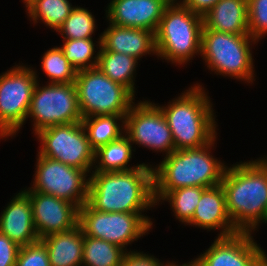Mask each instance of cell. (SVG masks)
Here are the masks:
<instances>
[{"label":"cell","instance_id":"7a4b0ae2","mask_svg":"<svg viewBox=\"0 0 267 266\" xmlns=\"http://www.w3.org/2000/svg\"><path fill=\"white\" fill-rule=\"evenodd\" d=\"M221 186L234 227L258 231L267 213V164L257 158L227 165Z\"/></svg>","mask_w":267,"mask_h":266},{"label":"cell","instance_id":"f1b7e54d","mask_svg":"<svg viewBox=\"0 0 267 266\" xmlns=\"http://www.w3.org/2000/svg\"><path fill=\"white\" fill-rule=\"evenodd\" d=\"M97 29L96 19L85 7L76 6L66 18L63 25L56 31L62 40L91 39Z\"/></svg>","mask_w":267,"mask_h":266},{"label":"cell","instance_id":"277c9868","mask_svg":"<svg viewBox=\"0 0 267 266\" xmlns=\"http://www.w3.org/2000/svg\"><path fill=\"white\" fill-rule=\"evenodd\" d=\"M202 85L193 84L167 105L155 103L172 132L175 150L202 147L218 137L213 102Z\"/></svg>","mask_w":267,"mask_h":266},{"label":"cell","instance_id":"5bb4252c","mask_svg":"<svg viewBox=\"0 0 267 266\" xmlns=\"http://www.w3.org/2000/svg\"><path fill=\"white\" fill-rule=\"evenodd\" d=\"M251 232L216 237L197 259L204 266H267L266 250L255 241Z\"/></svg>","mask_w":267,"mask_h":266},{"label":"cell","instance_id":"74e56055","mask_svg":"<svg viewBox=\"0 0 267 266\" xmlns=\"http://www.w3.org/2000/svg\"><path fill=\"white\" fill-rule=\"evenodd\" d=\"M264 156H265V157H263V156L259 157V159H260L262 162H264V163L267 164V155H264Z\"/></svg>","mask_w":267,"mask_h":266},{"label":"cell","instance_id":"d6986e66","mask_svg":"<svg viewBox=\"0 0 267 266\" xmlns=\"http://www.w3.org/2000/svg\"><path fill=\"white\" fill-rule=\"evenodd\" d=\"M108 24L101 33V47L104 50L133 56L137 60L145 55H157L154 32Z\"/></svg>","mask_w":267,"mask_h":266},{"label":"cell","instance_id":"f546056e","mask_svg":"<svg viewBox=\"0 0 267 266\" xmlns=\"http://www.w3.org/2000/svg\"><path fill=\"white\" fill-rule=\"evenodd\" d=\"M41 68L48 76V83H72L77 77L76 68L65 58L58 46L45 51L41 59Z\"/></svg>","mask_w":267,"mask_h":266},{"label":"cell","instance_id":"603a6c76","mask_svg":"<svg viewBox=\"0 0 267 266\" xmlns=\"http://www.w3.org/2000/svg\"><path fill=\"white\" fill-rule=\"evenodd\" d=\"M138 61L133 56L106 51L101 47L97 67L112 81L124 85L135 95V73Z\"/></svg>","mask_w":267,"mask_h":266},{"label":"cell","instance_id":"e0dca14e","mask_svg":"<svg viewBox=\"0 0 267 266\" xmlns=\"http://www.w3.org/2000/svg\"><path fill=\"white\" fill-rule=\"evenodd\" d=\"M203 230H220L217 237H228L239 233L227 211L224 190L220 185L206 188L187 224Z\"/></svg>","mask_w":267,"mask_h":266},{"label":"cell","instance_id":"f35d334b","mask_svg":"<svg viewBox=\"0 0 267 266\" xmlns=\"http://www.w3.org/2000/svg\"><path fill=\"white\" fill-rule=\"evenodd\" d=\"M264 223H267V213H266L265 218H264V221H263V224Z\"/></svg>","mask_w":267,"mask_h":266},{"label":"cell","instance_id":"9a60e30c","mask_svg":"<svg viewBox=\"0 0 267 266\" xmlns=\"http://www.w3.org/2000/svg\"><path fill=\"white\" fill-rule=\"evenodd\" d=\"M31 202L39 239L79 225V207L65 199L40 192H25Z\"/></svg>","mask_w":267,"mask_h":266},{"label":"cell","instance_id":"ac0fdd59","mask_svg":"<svg viewBox=\"0 0 267 266\" xmlns=\"http://www.w3.org/2000/svg\"><path fill=\"white\" fill-rule=\"evenodd\" d=\"M0 215V233L7 235L19 247L39 241L34 226L29 196L19 191L10 199Z\"/></svg>","mask_w":267,"mask_h":266},{"label":"cell","instance_id":"83f0119b","mask_svg":"<svg viewBox=\"0 0 267 266\" xmlns=\"http://www.w3.org/2000/svg\"><path fill=\"white\" fill-rule=\"evenodd\" d=\"M205 189L199 186L174 189L169 191L159 202H169L176 220L178 219L180 223L182 222L181 224L186 225L191 221Z\"/></svg>","mask_w":267,"mask_h":266},{"label":"cell","instance_id":"cb8c5ba5","mask_svg":"<svg viewBox=\"0 0 267 266\" xmlns=\"http://www.w3.org/2000/svg\"><path fill=\"white\" fill-rule=\"evenodd\" d=\"M126 115H98L82 119L94 151L124 134Z\"/></svg>","mask_w":267,"mask_h":266},{"label":"cell","instance_id":"6da1fadb","mask_svg":"<svg viewBox=\"0 0 267 266\" xmlns=\"http://www.w3.org/2000/svg\"><path fill=\"white\" fill-rule=\"evenodd\" d=\"M153 164L118 172L89 174L87 203L101 212L143 213L156 207Z\"/></svg>","mask_w":267,"mask_h":266},{"label":"cell","instance_id":"8d00e7d4","mask_svg":"<svg viewBox=\"0 0 267 266\" xmlns=\"http://www.w3.org/2000/svg\"><path fill=\"white\" fill-rule=\"evenodd\" d=\"M166 266H186V263H183L182 265L176 264V261L169 262Z\"/></svg>","mask_w":267,"mask_h":266},{"label":"cell","instance_id":"d6a6232c","mask_svg":"<svg viewBox=\"0 0 267 266\" xmlns=\"http://www.w3.org/2000/svg\"><path fill=\"white\" fill-rule=\"evenodd\" d=\"M169 262L170 261L164 263L163 261L162 263V261L154 255L146 254L143 251H135L134 249L124 254L121 266H166Z\"/></svg>","mask_w":267,"mask_h":266},{"label":"cell","instance_id":"d590c367","mask_svg":"<svg viewBox=\"0 0 267 266\" xmlns=\"http://www.w3.org/2000/svg\"><path fill=\"white\" fill-rule=\"evenodd\" d=\"M22 2L24 3L25 9L27 11L36 2V0H22Z\"/></svg>","mask_w":267,"mask_h":266},{"label":"cell","instance_id":"7402d4cb","mask_svg":"<svg viewBox=\"0 0 267 266\" xmlns=\"http://www.w3.org/2000/svg\"><path fill=\"white\" fill-rule=\"evenodd\" d=\"M132 145L130 139L124 133L118 139L100 147L95 151V165L92 172L128 171L139 167L141 164L133 167L128 164L135 151Z\"/></svg>","mask_w":267,"mask_h":266},{"label":"cell","instance_id":"4316f807","mask_svg":"<svg viewBox=\"0 0 267 266\" xmlns=\"http://www.w3.org/2000/svg\"><path fill=\"white\" fill-rule=\"evenodd\" d=\"M98 41L93 39H71L63 40L59 47L62 49L65 58L76 68L77 71L97 67L99 50L101 48V34ZM96 46V48H95ZM95 52H97L95 54Z\"/></svg>","mask_w":267,"mask_h":266},{"label":"cell","instance_id":"3957f363","mask_svg":"<svg viewBox=\"0 0 267 266\" xmlns=\"http://www.w3.org/2000/svg\"><path fill=\"white\" fill-rule=\"evenodd\" d=\"M217 137L198 148L175 150L153 166L154 199L156 204L171 190L220 185L226 165L211 153Z\"/></svg>","mask_w":267,"mask_h":266},{"label":"cell","instance_id":"8fae6325","mask_svg":"<svg viewBox=\"0 0 267 266\" xmlns=\"http://www.w3.org/2000/svg\"><path fill=\"white\" fill-rule=\"evenodd\" d=\"M40 155L86 171H93L95 151L82 122L54 125L35 134Z\"/></svg>","mask_w":267,"mask_h":266},{"label":"cell","instance_id":"52a82bcc","mask_svg":"<svg viewBox=\"0 0 267 266\" xmlns=\"http://www.w3.org/2000/svg\"><path fill=\"white\" fill-rule=\"evenodd\" d=\"M78 104L83 118L98 115H126L135 95L112 81L98 67L79 70L75 79Z\"/></svg>","mask_w":267,"mask_h":266},{"label":"cell","instance_id":"1f68e13d","mask_svg":"<svg viewBox=\"0 0 267 266\" xmlns=\"http://www.w3.org/2000/svg\"><path fill=\"white\" fill-rule=\"evenodd\" d=\"M16 266H51L45 244L39 240L20 247Z\"/></svg>","mask_w":267,"mask_h":266},{"label":"cell","instance_id":"9c48e42d","mask_svg":"<svg viewBox=\"0 0 267 266\" xmlns=\"http://www.w3.org/2000/svg\"><path fill=\"white\" fill-rule=\"evenodd\" d=\"M79 225L84 235L102 239L123 248L153 229V221L142 213L101 212L87 202L79 208Z\"/></svg>","mask_w":267,"mask_h":266},{"label":"cell","instance_id":"30bf717a","mask_svg":"<svg viewBox=\"0 0 267 266\" xmlns=\"http://www.w3.org/2000/svg\"><path fill=\"white\" fill-rule=\"evenodd\" d=\"M35 86L27 119L33 120L34 135L60 124L82 122L75 83H39ZM40 85V86H39Z\"/></svg>","mask_w":267,"mask_h":266},{"label":"cell","instance_id":"2e32d148","mask_svg":"<svg viewBox=\"0 0 267 266\" xmlns=\"http://www.w3.org/2000/svg\"><path fill=\"white\" fill-rule=\"evenodd\" d=\"M170 0H110L105 14L107 22L122 27L156 32Z\"/></svg>","mask_w":267,"mask_h":266},{"label":"cell","instance_id":"5b68a950","mask_svg":"<svg viewBox=\"0 0 267 266\" xmlns=\"http://www.w3.org/2000/svg\"><path fill=\"white\" fill-rule=\"evenodd\" d=\"M202 28L201 15L172 1L155 32L156 57L177 66L189 64L195 55H201Z\"/></svg>","mask_w":267,"mask_h":266},{"label":"cell","instance_id":"7c38bea8","mask_svg":"<svg viewBox=\"0 0 267 266\" xmlns=\"http://www.w3.org/2000/svg\"><path fill=\"white\" fill-rule=\"evenodd\" d=\"M35 174L24 192H40L65 199L79 208L88 200L89 175L84 170L37 154ZM88 177V178H87Z\"/></svg>","mask_w":267,"mask_h":266},{"label":"cell","instance_id":"e575fe53","mask_svg":"<svg viewBox=\"0 0 267 266\" xmlns=\"http://www.w3.org/2000/svg\"><path fill=\"white\" fill-rule=\"evenodd\" d=\"M219 0H179L184 6L198 15H205Z\"/></svg>","mask_w":267,"mask_h":266},{"label":"cell","instance_id":"4fadbf2b","mask_svg":"<svg viewBox=\"0 0 267 266\" xmlns=\"http://www.w3.org/2000/svg\"><path fill=\"white\" fill-rule=\"evenodd\" d=\"M124 133L133 145L162 152L165 156L175 151L172 132L166 118L161 109L150 100L143 99L131 106L125 116Z\"/></svg>","mask_w":267,"mask_h":266},{"label":"cell","instance_id":"836d02e7","mask_svg":"<svg viewBox=\"0 0 267 266\" xmlns=\"http://www.w3.org/2000/svg\"><path fill=\"white\" fill-rule=\"evenodd\" d=\"M19 249L7 235L0 233V266H16Z\"/></svg>","mask_w":267,"mask_h":266},{"label":"cell","instance_id":"484cf974","mask_svg":"<svg viewBox=\"0 0 267 266\" xmlns=\"http://www.w3.org/2000/svg\"><path fill=\"white\" fill-rule=\"evenodd\" d=\"M74 7L69 0H36L26 13L34 25L40 21L57 31Z\"/></svg>","mask_w":267,"mask_h":266},{"label":"cell","instance_id":"ffe728a7","mask_svg":"<svg viewBox=\"0 0 267 266\" xmlns=\"http://www.w3.org/2000/svg\"><path fill=\"white\" fill-rule=\"evenodd\" d=\"M247 0H219L203 18V28L236 35L248 31Z\"/></svg>","mask_w":267,"mask_h":266},{"label":"cell","instance_id":"44dd1931","mask_svg":"<svg viewBox=\"0 0 267 266\" xmlns=\"http://www.w3.org/2000/svg\"><path fill=\"white\" fill-rule=\"evenodd\" d=\"M40 240L46 246L51 266H82L84 232L80 225Z\"/></svg>","mask_w":267,"mask_h":266},{"label":"cell","instance_id":"d4e9b609","mask_svg":"<svg viewBox=\"0 0 267 266\" xmlns=\"http://www.w3.org/2000/svg\"><path fill=\"white\" fill-rule=\"evenodd\" d=\"M125 253L120 246L84 235L82 266H121Z\"/></svg>","mask_w":267,"mask_h":266},{"label":"cell","instance_id":"4dcf8cb0","mask_svg":"<svg viewBox=\"0 0 267 266\" xmlns=\"http://www.w3.org/2000/svg\"><path fill=\"white\" fill-rule=\"evenodd\" d=\"M248 31L259 41L267 35V0H247Z\"/></svg>","mask_w":267,"mask_h":266},{"label":"cell","instance_id":"8992f818","mask_svg":"<svg viewBox=\"0 0 267 266\" xmlns=\"http://www.w3.org/2000/svg\"><path fill=\"white\" fill-rule=\"evenodd\" d=\"M258 42L250 35H236L202 28L200 56L207 69L214 71L216 75L252 85L256 75L251 49Z\"/></svg>","mask_w":267,"mask_h":266},{"label":"cell","instance_id":"ba28073f","mask_svg":"<svg viewBox=\"0 0 267 266\" xmlns=\"http://www.w3.org/2000/svg\"><path fill=\"white\" fill-rule=\"evenodd\" d=\"M27 66L19 63L0 74V139L5 141L15 137L27 121L39 78L35 68Z\"/></svg>","mask_w":267,"mask_h":266}]
</instances>
